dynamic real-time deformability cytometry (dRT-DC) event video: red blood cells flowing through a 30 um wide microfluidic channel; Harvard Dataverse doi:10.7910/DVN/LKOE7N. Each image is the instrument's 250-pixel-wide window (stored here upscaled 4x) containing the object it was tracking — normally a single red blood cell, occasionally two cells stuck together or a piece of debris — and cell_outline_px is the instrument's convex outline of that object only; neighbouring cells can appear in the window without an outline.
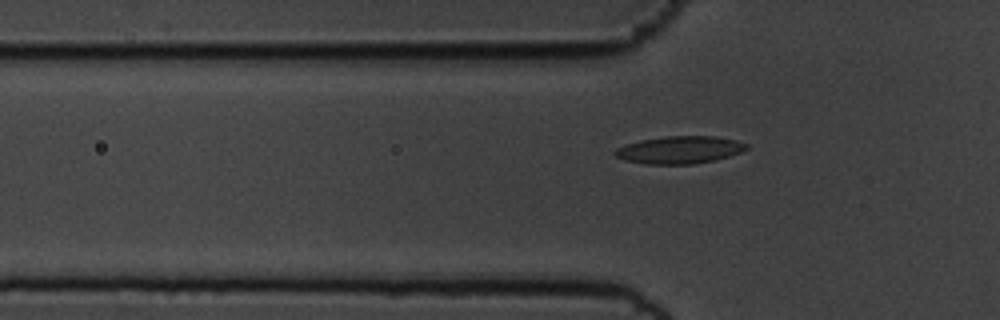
{"species": "common noctule bat (a hibernating species)", "species_latin": "Nyctalus noctula", "temperature_condition": "cold", "stored_images_in_passage": 40, "camera_frame_rate_fps": 3000, "um_per_image_px": 0.085, "animal": {"sex": "male", "body_mass_g": 19.5, "forearm_length_mm": 54.6}, "frame": {"image": 1, "passage_image": 4, "time_ms": 1.0, "image_size_px": [1000, 320], "cell_outline_px": [[748, 148], [740, 152], [716, 160], [692, 164], [648, 164], [624, 160], [616, 156], [612, 152], [616, 148], [640, 140], [668, 136], [716, 136], [736, 140], [748, 144]], "centroid_in_image_um": [57.77, 12.74], "position_along_channel_um": 68.0, "area_um2": 20.98}}
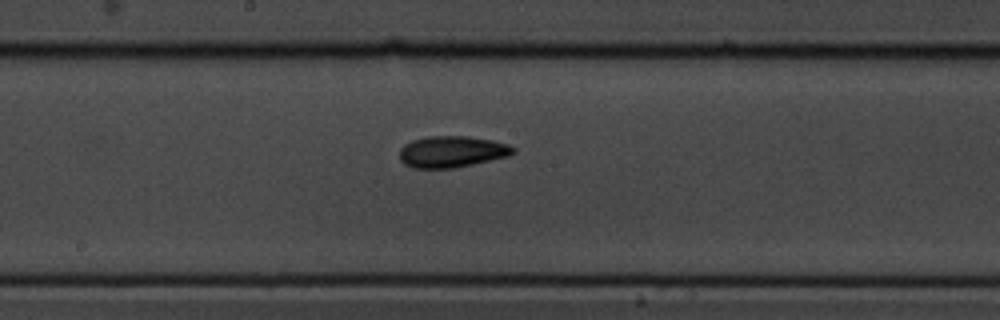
{"frame": {"image": 2, "passage_image": 16, "time_ms": 5.0, "image_size_px": [1000, 320], "cell_outline_px": [[516, 152], [508, 156], [456, 168], [412, 168], [404, 164], [400, 160], [400, 148], [404, 144], [412, 140], [428, 136], [468, 136], [492, 140], [508, 144], [516, 148]], "centroid_in_image_um": [38.41, 12.89], "position_along_channel_um": 209.8, "area_um2": 20.98}}
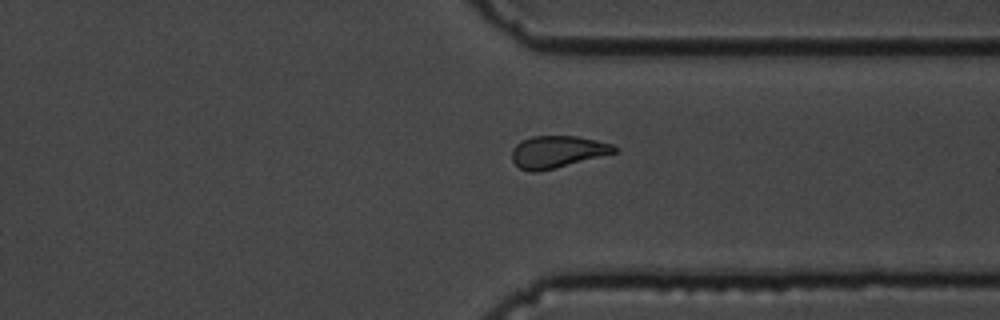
{"frame": {"image": 3, "passage_image": 29, "time_ms": 9.333, "image_size_px": [1000, 320], "cell_outline_px": [[620, 148], [616, 152], [536, 172], [532, 172], [520, 168], [512, 160], [512, 148], [520, 140], [532, 136], [576, 136], [596, 140], [612, 144]], "centroid_in_image_um": [47.35, 12.88], "position_along_channel_um": 364.1, "area_um2": 18.84}, "authors_computed_cell_mechanics": {"area_um2": 19.6231, "velocity_mm_per_s": 3.561, "shape_relaxation_time_tau1_ms": 3.8822, "shape_relaxation_time_tau2_ms": 5.3232, "deformation_change_tau1": 0.0968, "deformation_change_tau2": 0.1099}}